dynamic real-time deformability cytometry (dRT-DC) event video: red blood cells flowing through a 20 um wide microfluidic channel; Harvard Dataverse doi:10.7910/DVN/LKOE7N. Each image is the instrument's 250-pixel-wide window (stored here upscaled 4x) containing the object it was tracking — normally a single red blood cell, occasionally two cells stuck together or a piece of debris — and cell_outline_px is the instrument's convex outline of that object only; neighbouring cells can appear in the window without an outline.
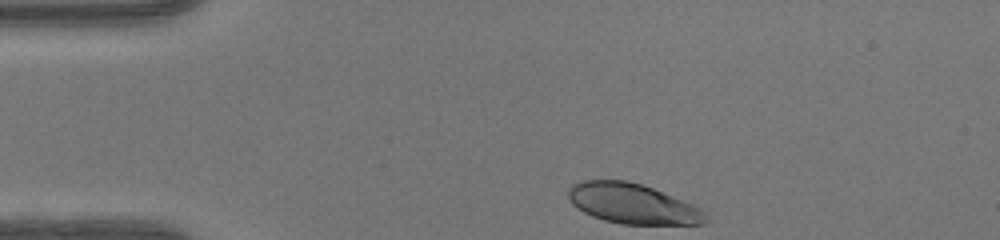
{"species": "human", "species_latin": "Homo sapiens", "temperature_condition": "warm", "stored_images_in_passage": 33, "camera_frame_rate_fps": 3000, "um_per_image_px": 0.085, "donor": {"sex": "female"}, "frame": {"image": 1, "passage_image": 1, "time_ms": 0.0, "image_size_px": [1000, 240], "cell_outline_px": [[708, 220], [704, 224], [620, 224], [604, 220], [592, 216], [584, 212], [572, 204], [568, 200], [568, 188], [572, 184], [584, 180], [628, 180], [652, 188], [692, 204], [700, 208], [708, 216]], "centroid_in_image_um": [53.74, 17.31], "position_along_channel_um": 31.3, "area_um2": 32.08}}
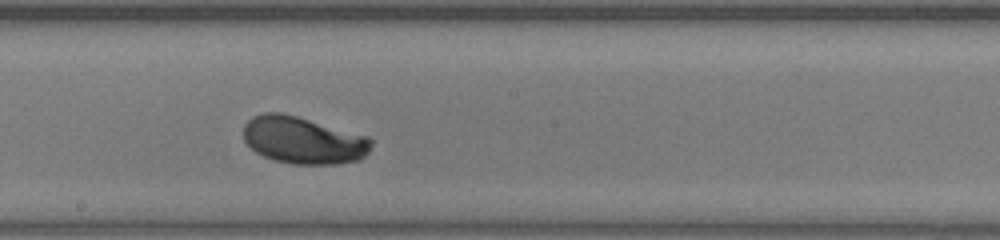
{"frame": {"image": 2, "passage_image": 19, "time_ms": 6.0, "image_size_px": [1000, 240], "cell_outline_px": [[372, 144], [368, 152], [360, 160], [336, 164], [292, 164], [272, 160], [256, 152], [244, 140], [244, 124], [252, 116], [264, 112], [280, 112], [296, 116], [368, 136], [372, 140]], "centroid_in_image_um": [25.77, 11.92], "position_along_channel_um": 222.4, "area_um2": 35.14}}
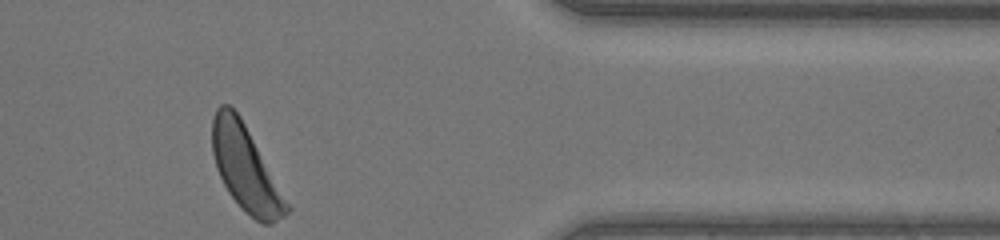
{"frame": {"image": 3, "passage_image": 33, "time_ms": 10.667, "image_size_px": [1000, 240], "cell_outline_px": [[292, 208], [284, 216], [272, 224], [264, 224], [256, 220], [228, 192], [216, 168], [212, 152], [212, 120], [216, 108], [220, 104], [228, 104], [240, 116]], "centroid_in_image_um": [20.87, 14.3], "position_along_channel_um": 390.5, "area_um2": 36.24}, "authors_computed_cell_mechanics": {"area_um2": 34.5644, "velocity_mm_per_s": 4.1255, "shape_relaxation_time_tau1_ms": 3.3528, "shape_relaxation_time_tau2_ms": null, "deformation_change_tau1": 0.1895, "deformation_change_tau2": null}}